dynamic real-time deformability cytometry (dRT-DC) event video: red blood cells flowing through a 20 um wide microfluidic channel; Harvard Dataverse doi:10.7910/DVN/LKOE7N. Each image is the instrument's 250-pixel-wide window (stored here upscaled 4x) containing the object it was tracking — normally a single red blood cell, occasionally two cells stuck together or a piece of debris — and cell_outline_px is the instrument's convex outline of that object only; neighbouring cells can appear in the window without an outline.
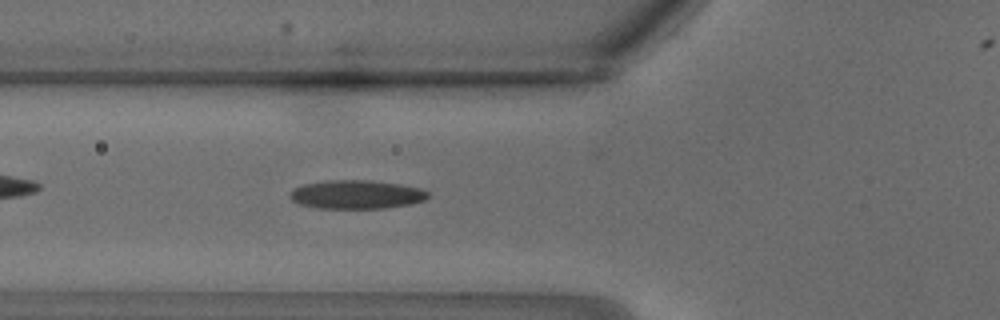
{"species": "common noctule bat (a hibernating species)", "species_latin": "Nyctalus noctula", "temperature_condition": "warm", "stored_images_in_passage": 13, "camera_frame_rate_fps": 3000, "um_per_image_px": 0.085, "animal": {"sex": "male", "body_mass_g": 18.8}, "frame": {"image": 1, "passage_image": 11, "time_ms": 3.333, "image_size_px": [1000, 320], "cell_outline_px": [[428, 196], [424, 200], [412, 204], [384, 208], [316, 208], [300, 204], [292, 200], [288, 196], [288, 192], [292, 188], [304, 184], [328, 180], [368, 180], [396, 184], [420, 188], [428, 192]], "centroid_in_image_um": [30.24, 16.53], "position_along_channel_um": 95.6, "area_um2": 23.06}}